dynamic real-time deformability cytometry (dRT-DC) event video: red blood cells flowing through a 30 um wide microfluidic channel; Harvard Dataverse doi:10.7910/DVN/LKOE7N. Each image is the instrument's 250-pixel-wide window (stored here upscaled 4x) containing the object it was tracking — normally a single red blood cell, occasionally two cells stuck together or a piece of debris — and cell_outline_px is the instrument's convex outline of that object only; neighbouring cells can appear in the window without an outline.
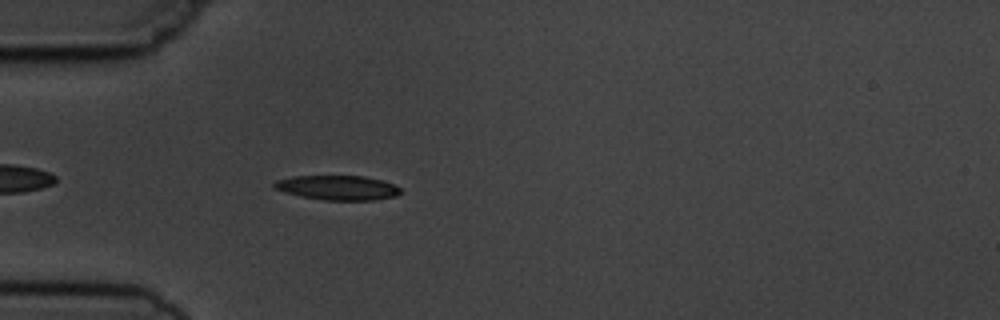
{"species": "common noctule bat (a hibernating species)", "species_latin": "Nyctalus noctula", "temperature_condition": "cold", "stored_images_in_passage": 5, "camera_frame_rate_fps": 3000, "um_per_image_px": 0.085, "animal": {"sex": "male", "body_mass_g": 19.5, "forearm_length_mm": 54.6}, "frame": {"image": 1, "passage_image": 5, "time_ms": 4.667, "image_size_px": [1000, 320], "cell_outline_px": [[400, 192], [396, 196], [372, 200], [324, 200], [284, 192], [276, 188], [272, 184], [276, 180], [292, 176], [364, 176], [396, 184], [400, 188]], "centroid_in_image_um": [28.72, 15.94], "position_along_channel_um": 56.3, "area_um2": 17.92}}